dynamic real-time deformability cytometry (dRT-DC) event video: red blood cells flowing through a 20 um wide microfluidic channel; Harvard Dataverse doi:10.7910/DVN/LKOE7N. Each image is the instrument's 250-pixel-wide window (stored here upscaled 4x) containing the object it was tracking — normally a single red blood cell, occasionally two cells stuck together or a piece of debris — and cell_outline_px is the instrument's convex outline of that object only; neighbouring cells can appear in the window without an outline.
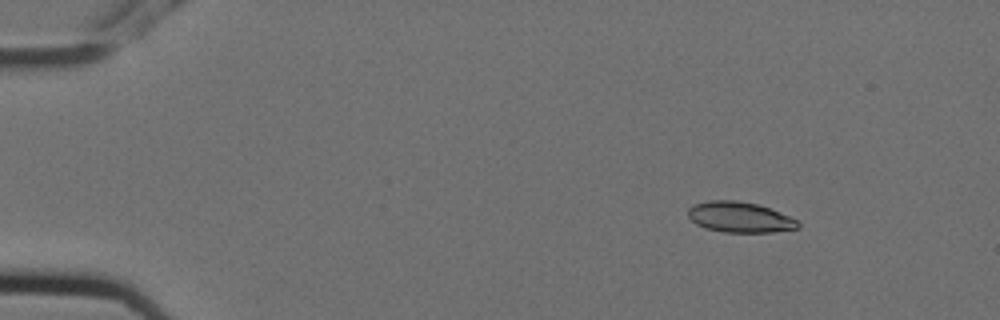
{"species": "Egyptian fruit bat (a non-hibernating species)", "species_latin": "Rousettus aegyptiacus", "temperature_condition": "cold", "stored_images_in_passage": 5, "camera_frame_rate_fps": 3000, "um_per_image_px": 0.085, "animal": {"sex": "female"}, "frame": {"image": 1, "passage_image": 3, "time_ms": 0.667, "image_size_px": [1000, 320], "cell_outline_px": [[800, 228], [772, 232], [724, 232], [708, 228], [696, 224], [688, 216], [688, 208], [692, 204], [712, 200], [736, 200], [756, 204], [768, 208], [788, 216], [796, 220], [800, 224]], "centroid_in_image_um": [62.86, 18.46], "position_along_channel_um": 22.1, "area_um2": 19.36}}
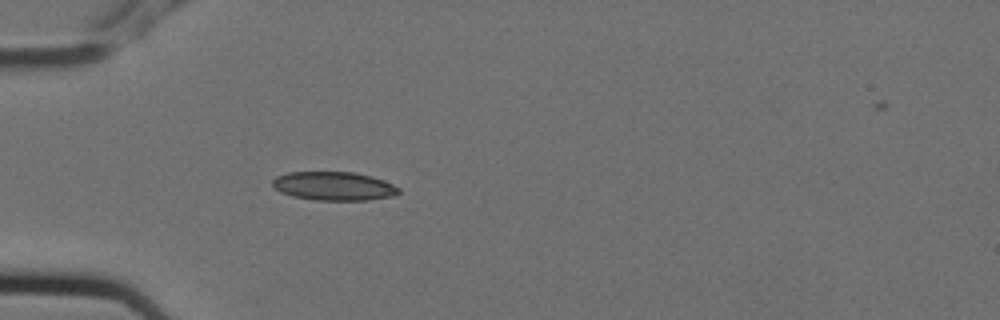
{"frame": {"image": 2, "passage_image": 5, "time_ms": 1.333, "image_size_px": [1000, 320], "cell_outline_px": [[400, 192], [396, 196], [368, 200], [316, 200], [292, 196], [280, 192], [272, 184], [272, 180], [276, 176], [288, 172], [356, 172], [372, 176], [384, 180], [400, 188]], "centroid_in_image_um": [28.41, 15.81], "position_along_channel_um": 56.6, "area_um2": 21.27}}